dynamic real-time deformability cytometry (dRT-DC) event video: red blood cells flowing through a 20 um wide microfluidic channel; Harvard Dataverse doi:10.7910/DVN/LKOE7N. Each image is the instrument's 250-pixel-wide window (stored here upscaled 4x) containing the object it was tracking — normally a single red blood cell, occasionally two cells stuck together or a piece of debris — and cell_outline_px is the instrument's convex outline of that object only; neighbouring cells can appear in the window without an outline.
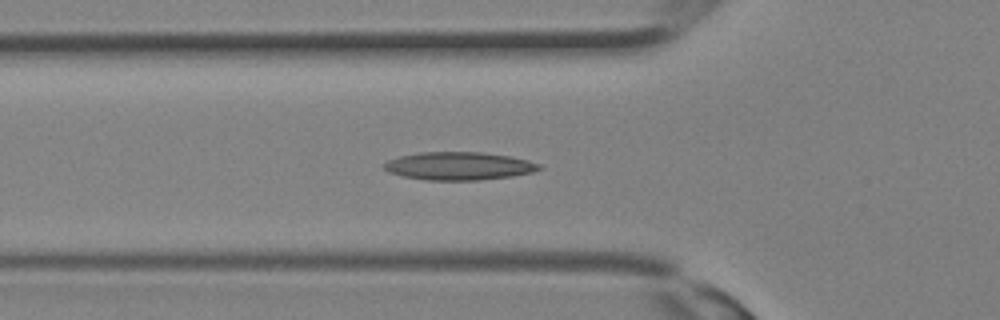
{"species": "Egyptian fruit bat (a non-hibernating species)", "species_latin": "Rousettus aegyptiacus", "temperature_condition": "room temperature", "stored_images_in_passage": 24, "segment_of_instrument_passage": [1, 2], "camera_frame_rate_fps": 3000, "um_per_image_px": 0.085, "animal": {"sex": "female"}, "frame": {"image": 1, "passage_image": 2, "time_ms": 0.333, "image_size_px": [1000, 320], "cell_outline_px": [[544, 168], [532, 172], [512, 176], [480, 180], [424, 180], [404, 176], [388, 172], [380, 164], [388, 160], [400, 156], [420, 152], [480, 152], [508, 156], [528, 160], [540, 164]], "centroid_in_image_um": [38.99, 14.11], "position_along_channel_um": 86.8, "area_um2": 25.37}}
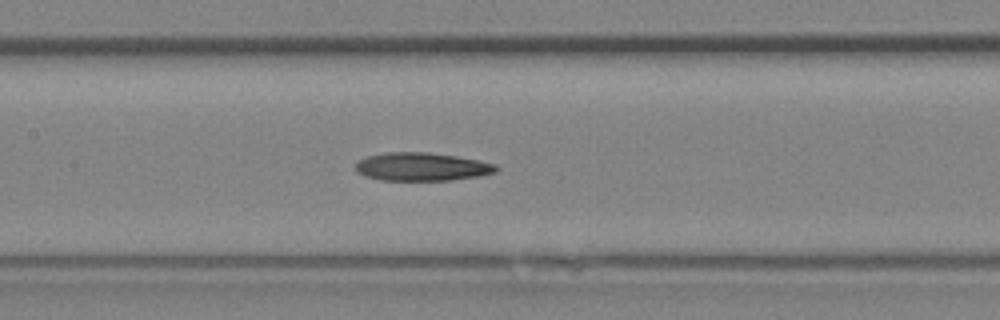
{"frame": {"image": 2, "passage_image": 6, "time_ms": 1.667, "image_size_px": [1000, 320], "cell_outline_px": [[500, 168], [496, 172], [480, 176], [448, 180], [380, 180], [364, 176], [356, 172], [356, 160], [368, 156], [388, 152], [428, 152], [456, 156], [480, 160], [496, 164]], "centroid_in_image_um": [35.86, 14.17], "position_along_channel_um": 171.5, "area_um2": 23.29}}
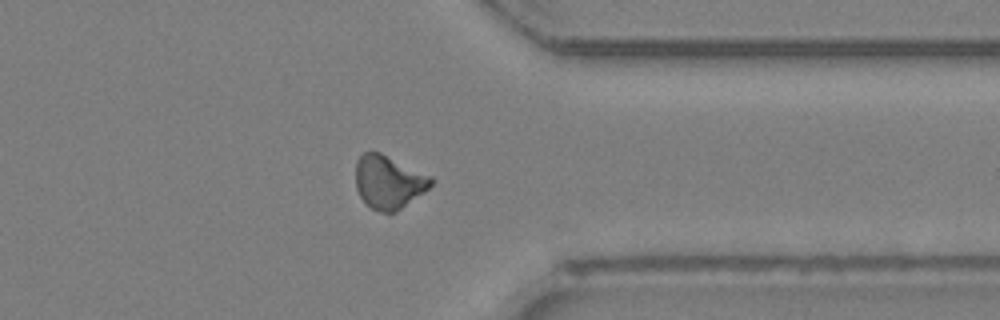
{"frame": {"image": 3, "passage_image": 16, "time_ms": 5.0, "image_size_px": [1000, 320], "cell_outline_px": [[436, 180], [424, 192], [396, 212], [380, 212], [364, 204], [356, 188], [356, 160], [364, 152], [380, 152], [432, 176]], "centroid_in_image_um": [33.03, 15.47], "position_along_channel_um": 378.4, "area_um2": 23.52}}